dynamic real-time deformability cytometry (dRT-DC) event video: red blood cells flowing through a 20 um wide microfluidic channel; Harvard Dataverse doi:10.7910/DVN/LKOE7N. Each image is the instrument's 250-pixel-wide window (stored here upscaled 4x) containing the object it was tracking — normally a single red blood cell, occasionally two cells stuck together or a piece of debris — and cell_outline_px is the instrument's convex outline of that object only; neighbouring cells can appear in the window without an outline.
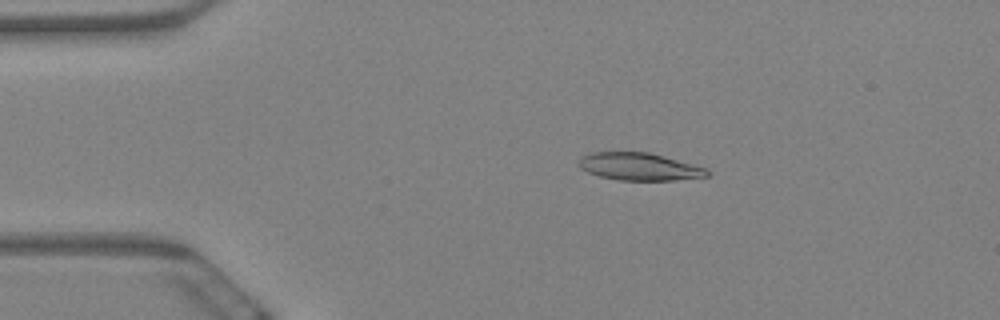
{"species": "Egyptian fruit bat (a non-hibernating species)", "species_latin": "Rousettus aegyptiacus", "temperature_condition": "warm", "stored_images_in_passage": 5, "camera_frame_rate_fps": 3000, "um_per_image_px": 0.085, "animal": {"sex": "female"}, "frame": {"image": 1, "passage_image": 4, "time_ms": 1.0, "image_size_px": [1000, 320], "cell_outline_px": [[708, 176], [676, 180], [620, 180], [600, 176], [588, 172], [580, 168], [580, 156], [592, 152], [648, 152], [664, 156], [708, 168]], "centroid_in_image_um": [54.35, 14.16], "position_along_channel_um": 30.6, "area_um2": 20.46}}